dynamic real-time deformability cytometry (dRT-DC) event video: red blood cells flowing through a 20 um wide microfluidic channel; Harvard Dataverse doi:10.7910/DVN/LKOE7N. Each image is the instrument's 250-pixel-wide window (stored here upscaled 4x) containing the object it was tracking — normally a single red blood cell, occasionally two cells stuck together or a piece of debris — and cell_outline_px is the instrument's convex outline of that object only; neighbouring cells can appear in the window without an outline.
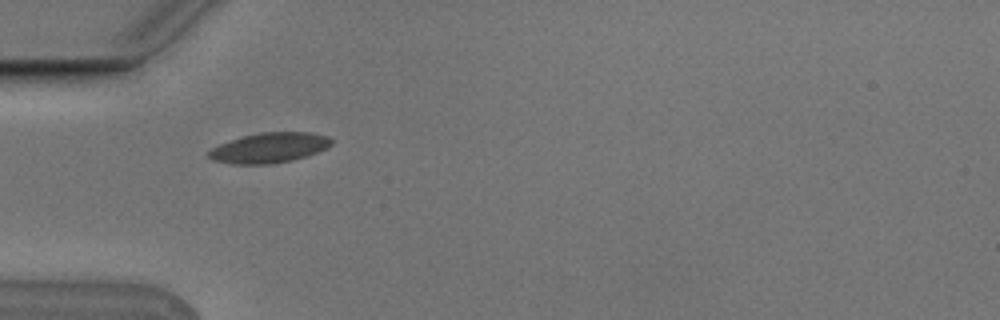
{"species": "Egyptian fruit bat (a non-hibernating species)", "species_latin": "Rousettus aegyptiacus", "temperature_condition": "cold", "stored_images_in_passage": 1, "camera_frame_rate_fps": 3000, "um_per_image_px": 0.085, "animal": {"sex": "male"}, "frame": {"image": 1, "passage_image": 1, "time_ms": 0.0, "image_size_px": [1000, 320], "cell_outline_px": [[332, 144], [328, 148], [292, 160], [268, 164], [232, 164], [212, 160], [208, 156], [208, 152], [212, 148], [220, 144], [244, 136], [260, 132], [312, 132], [328, 136], [332, 140]], "centroid_in_image_um": [22.9, 12.56], "position_along_channel_um": 62.1, "area_um2": 21.39}}